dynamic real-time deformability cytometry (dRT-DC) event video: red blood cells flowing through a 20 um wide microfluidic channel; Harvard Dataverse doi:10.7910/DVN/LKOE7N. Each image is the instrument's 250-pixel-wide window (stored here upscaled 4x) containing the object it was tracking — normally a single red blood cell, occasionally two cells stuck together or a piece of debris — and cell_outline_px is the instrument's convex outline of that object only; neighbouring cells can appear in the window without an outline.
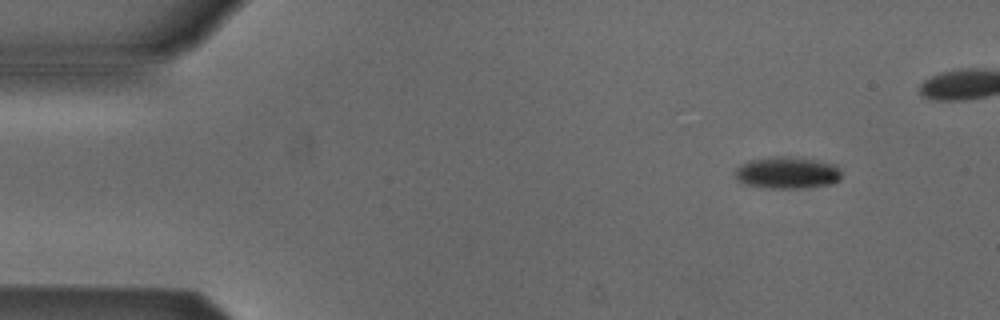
{"species": "Egyptian fruit bat (a non-hibernating species)", "species_latin": "Rousettus aegyptiacus", "temperature_condition": "cold", "stored_images_in_passage": 6, "camera_frame_rate_fps": 3000, "um_per_image_px": 0.085, "animal": {"sex": "male"}, "frame": {"image": 1, "passage_image": 1, "time_ms": 0.0, "image_size_px": [1000, 320], "cell_outline_px": [[840, 180], [832, 184], [800, 188], [764, 188], [740, 184], [736, 180], [732, 172], [740, 164], [748, 160], [772, 156], [788, 156], [816, 160], [836, 164], [840, 168]], "centroid_in_image_um": [66.84, 14.68], "position_along_channel_um": 18.2, "area_um2": 20.35}}
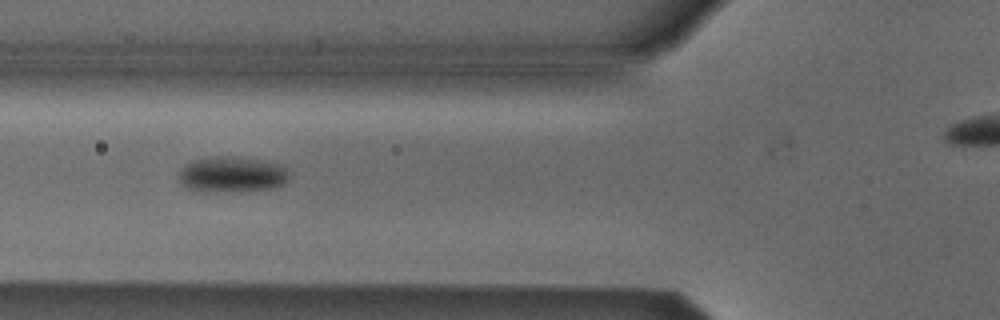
{"frame": {"image": 2, "passage_image": 5, "time_ms": 4.667, "image_size_px": [1000, 320], "cell_outline_px": [[288, 176], [284, 184], [272, 188], [216, 192], [192, 192], [180, 180], [180, 172], [184, 164], [192, 160], [208, 156], [232, 156], [260, 160], [280, 164], [288, 168]], "centroid_in_image_um": [19.68, 14.82], "position_along_channel_um": 106.1, "area_um2": 23.12}}
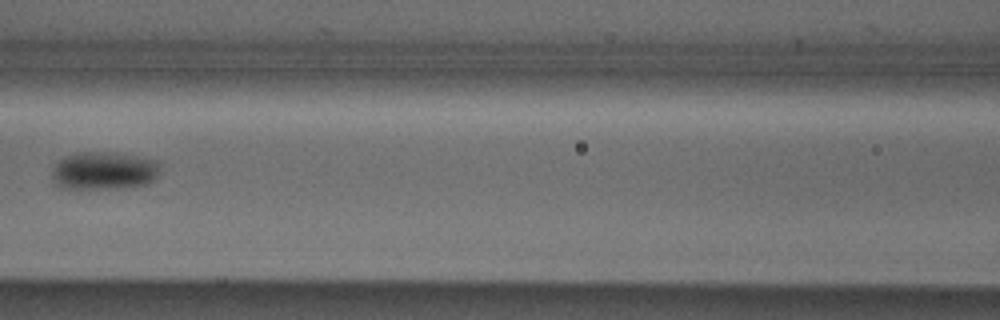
{"frame": {"image": 3, "passage_image": 6, "time_ms": 6.0, "image_size_px": [1000, 320], "cell_outline_px": [[160, 172], [156, 180], [148, 184], [124, 188], [60, 188], [56, 184], [52, 176], [52, 172], [56, 164], [60, 160], [76, 152], [116, 152], [160, 160]], "centroid_in_image_um": [8.93, 14.51], "position_along_channel_um": 157.7, "area_um2": 24.28}}